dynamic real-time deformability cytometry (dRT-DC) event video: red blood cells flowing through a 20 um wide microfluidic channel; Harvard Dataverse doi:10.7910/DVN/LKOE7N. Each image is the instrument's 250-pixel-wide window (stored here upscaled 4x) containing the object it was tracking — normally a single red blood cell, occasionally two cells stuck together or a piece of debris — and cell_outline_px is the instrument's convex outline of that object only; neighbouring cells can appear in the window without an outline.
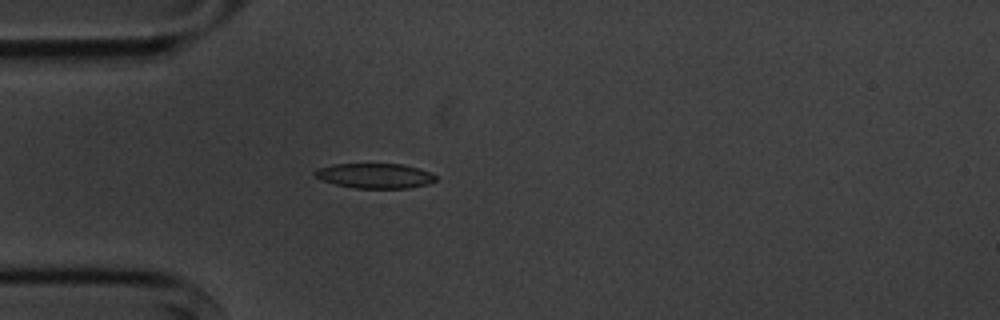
{"species": "common noctule bat (a hibernating species)", "species_latin": "Nyctalus noctula", "temperature_condition": "cold", "stored_images_in_passage": 3, "camera_frame_rate_fps": 3000, "um_per_image_px": 0.085, "animal": {"sex": "male", "body_mass_g": 20.1, "forearm_length_mm": 53.5}, "frame": {"image": 1, "passage_image": 3, "time_ms": 3.333, "image_size_px": [1000, 320], "cell_outline_px": [[436, 180], [428, 184], [408, 188], [356, 188], [336, 184], [324, 180], [316, 176], [312, 172], [316, 168], [336, 164], [404, 164], [432, 172], [436, 176]], "centroid_in_image_um": [31.9, 14.93], "position_along_channel_um": 53.1, "area_um2": 17.51}}